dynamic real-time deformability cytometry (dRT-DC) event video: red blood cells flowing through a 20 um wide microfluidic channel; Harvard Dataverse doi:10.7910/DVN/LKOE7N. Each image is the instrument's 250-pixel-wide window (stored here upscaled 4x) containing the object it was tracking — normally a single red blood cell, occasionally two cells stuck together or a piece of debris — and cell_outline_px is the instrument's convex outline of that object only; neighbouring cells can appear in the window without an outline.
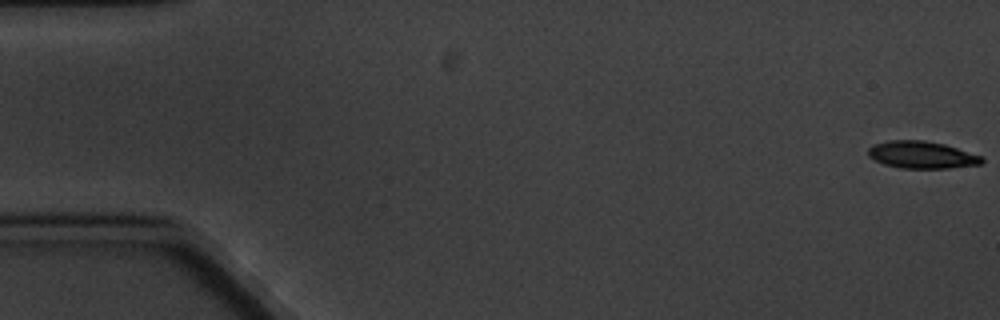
{"species": "common noctule bat (a hibernating species)", "species_latin": "Nyctalus noctula", "temperature_condition": "cold", "stored_images_in_passage": 5, "camera_frame_rate_fps": 3000, "um_per_image_px": 0.085, "animal": {"sex": "male", "body_mass_g": 20.1, "forearm_length_mm": 53.5}, "frame": {"image": 1, "passage_image": 1, "time_ms": 0.0, "image_size_px": [1000, 320], "cell_outline_px": [[984, 160], [980, 164], [948, 168], [900, 168], [884, 164], [868, 156], [868, 148], [876, 144], [888, 140], [924, 140], [944, 144], [980, 156]], "centroid_in_image_um": [78.32, 13.16], "position_along_channel_um": 6.7, "area_um2": 17.74}}
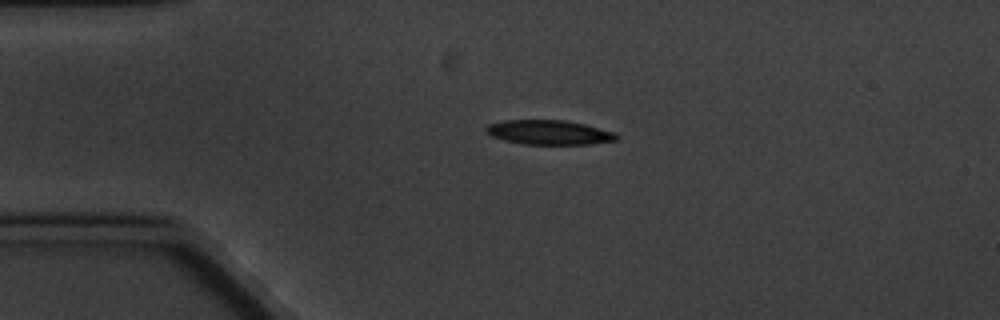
{"frame": {"image": 2, "passage_image": 4, "time_ms": 4.333, "image_size_px": [1000, 320], "cell_outline_px": [[620, 136], [616, 140], [592, 144], [524, 144], [504, 140], [492, 136], [484, 132], [484, 128], [488, 124], [504, 120], [568, 120], [584, 124], [612, 132]], "centroid_in_image_um": [46.62, 11.25], "position_along_channel_um": 38.4, "area_um2": 18.61}}